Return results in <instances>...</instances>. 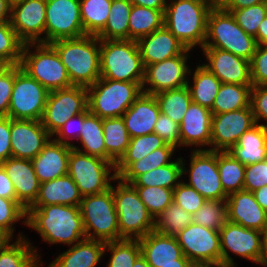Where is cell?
<instances>
[{
	"label": "cell",
	"instance_id": "cell-70",
	"mask_svg": "<svg viewBox=\"0 0 267 267\" xmlns=\"http://www.w3.org/2000/svg\"><path fill=\"white\" fill-rule=\"evenodd\" d=\"M189 267H211V262H191Z\"/></svg>",
	"mask_w": 267,
	"mask_h": 267
},
{
	"label": "cell",
	"instance_id": "cell-68",
	"mask_svg": "<svg viewBox=\"0 0 267 267\" xmlns=\"http://www.w3.org/2000/svg\"><path fill=\"white\" fill-rule=\"evenodd\" d=\"M211 267H236V264L235 262L219 260L211 262Z\"/></svg>",
	"mask_w": 267,
	"mask_h": 267
},
{
	"label": "cell",
	"instance_id": "cell-7",
	"mask_svg": "<svg viewBox=\"0 0 267 267\" xmlns=\"http://www.w3.org/2000/svg\"><path fill=\"white\" fill-rule=\"evenodd\" d=\"M113 186L119 234L122 239H140L154 231L155 219L141 201L136 188L119 177Z\"/></svg>",
	"mask_w": 267,
	"mask_h": 267
},
{
	"label": "cell",
	"instance_id": "cell-35",
	"mask_svg": "<svg viewBox=\"0 0 267 267\" xmlns=\"http://www.w3.org/2000/svg\"><path fill=\"white\" fill-rule=\"evenodd\" d=\"M253 85L222 83L210 109L212 114L236 111L250 106Z\"/></svg>",
	"mask_w": 267,
	"mask_h": 267
},
{
	"label": "cell",
	"instance_id": "cell-67",
	"mask_svg": "<svg viewBox=\"0 0 267 267\" xmlns=\"http://www.w3.org/2000/svg\"><path fill=\"white\" fill-rule=\"evenodd\" d=\"M190 263L188 258H179L178 264L159 265V267H189Z\"/></svg>",
	"mask_w": 267,
	"mask_h": 267
},
{
	"label": "cell",
	"instance_id": "cell-10",
	"mask_svg": "<svg viewBox=\"0 0 267 267\" xmlns=\"http://www.w3.org/2000/svg\"><path fill=\"white\" fill-rule=\"evenodd\" d=\"M112 169V170H111ZM115 164L102 158L71 149L68 158V175L77 185L82 196L94 195L111 188L116 180Z\"/></svg>",
	"mask_w": 267,
	"mask_h": 267
},
{
	"label": "cell",
	"instance_id": "cell-19",
	"mask_svg": "<svg viewBox=\"0 0 267 267\" xmlns=\"http://www.w3.org/2000/svg\"><path fill=\"white\" fill-rule=\"evenodd\" d=\"M46 0H24L11 6L10 24L24 43H43L45 35Z\"/></svg>",
	"mask_w": 267,
	"mask_h": 267
},
{
	"label": "cell",
	"instance_id": "cell-57",
	"mask_svg": "<svg viewBox=\"0 0 267 267\" xmlns=\"http://www.w3.org/2000/svg\"><path fill=\"white\" fill-rule=\"evenodd\" d=\"M250 105L256 124L267 121V85L252 86Z\"/></svg>",
	"mask_w": 267,
	"mask_h": 267
},
{
	"label": "cell",
	"instance_id": "cell-32",
	"mask_svg": "<svg viewBox=\"0 0 267 267\" xmlns=\"http://www.w3.org/2000/svg\"><path fill=\"white\" fill-rule=\"evenodd\" d=\"M23 236L20 234L12 244L9 239L0 243V267H40L37 250Z\"/></svg>",
	"mask_w": 267,
	"mask_h": 267
},
{
	"label": "cell",
	"instance_id": "cell-42",
	"mask_svg": "<svg viewBox=\"0 0 267 267\" xmlns=\"http://www.w3.org/2000/svg\"><path fill=\"white\" fill-rule=\"evenodd\" d=\"M160 112L181 124L184 114L192 102L189 88L186 86L159 92L154 95Z\"/></svg>",
	"mask_w": 267,
	"mask_h": 267
},
{
	"label": "cell",
	"instance_id": "cell-9",
	"mask_svg": "<svg viewBox=\"0 0 267 267\" xmlns=\"http://www.w3.org/2000/svg\"><path fill=\"white\" fill-rule=\"evenodd\" d=\"M33 46H36L35 52L30 50ZM19 65L49 92L72 86L66 67L50 44H24Z\"/></svg>",
	"mask_w": 267,
	"mask_h": 267
},
{
	"label": "cell",
	"instance_id": "cell-16",
	"mask_svg": "<svg viewBox=\"0 0 267 267\" xmlns=\"http://www.w3.org/2000/svg\"><path fill=\"white\" fill-rule=\"evenodd\" d=\"M251 105L236 111L212 114L211 151H228L243 133L255 125Z\"/></svg>",
	"mask_w": 267,
	"mask_h": 267
},
{
	"label": "cell",
	"instance_id": "cell-31",
	"mask_svg": "<svg viewBox=\"0 0 267 267\" xmlns=\"http://www.w3.org/2000/svg\"><path fill=\"white\" fill-rule=\"evenodd\" d=\"M265 125L255 124L241 135L237 144L228 152L245 166L265 161L267 159Z\"/></svg>",
	"mask_w": 267,
	"mask_h": 267
},
{
	"label": "cell",
	"instance_id": "cell-28",
	"mask_svg": "<svg viewBox=\"0 0 267 267\" xmlns=\"http://www.w3.org/2000/svg\"><path fill=\"white\" fill-rule=\"evenodd\" d=\"M138 241L141 247V255L150 267L178 264L179 258H186L174 236H166L151 231Z\"/></svg>",
	"mask_w": 267,
	"mask_h": 267
},
{
	"label": "cell",
	"instance_id": "cell-27",
	"mask_svg": "<svg viewBox=\"0 0 267 267\" xmlns=\"http://www.w3.org/2000/svg\"><path fill=\"white\" fill-rule=\"evenodd\" d=\"M209 108L191 102L180 124L181 146H211Z\"/></svg>",
	"mask_w": 267,
	"mask_h": 267
},
{
	"label": "cell",
	"instance_id": "cell-72",
	"mask_svg": "<svg viewBox=\"0 0 267 267\" xmlns=\"http://www.w3.org/2000/svg\"><path fill=\"white\" fill-rule=\"evenodd\" d=\"M265 145L267 149V125H265Z\"/></svg>",
	"mask_w": 267,
	"mask_h": 267
},
{
	"label": "cell",
	"instance_id": "cell-1",
	"mask_svg": "<svg viewBox=\"0 0 267 267\" xmlns=\"http://www.w3.org/2000/svg\"><path fill=\"white\" fill-rule=\"evenodd\" d=\"M26 226L37 231L50 244L72 245L86 239L79 206L53 204L28 208Z\"/></svg>",
	"mask_w": 267,
	"mask_h": 267
},
{
	"label": "cell",
	"instance_id": "cell-25",
	"mask_svg": "<svg viewBox=\"0 0 267 267\" xmlns=\"http://www.w3.org/2000/svg\"><path fill=\"white\" fill-rule=\"evenodd\" d=\"M160 113L155 96L142 92L122 116L130 137L153 133Z\"/></svg>",
	"mask_w": 267,
	"mask_h": 267
},
{
	"label": "cell",
	"instance_id": "cell-37",
	"mask_svg": "<svg viewBox=\"0 0 267 267\" xmlns=\"http://www.w3.org/2000/svg\"><path fill=\"white\" fill-rule=\"evenodd\" d=\"M188 82L193 103L212 108L218 93L221 81L203 64L197 66L193 73V86Z\"/></svg>",
	"mask_w": 267,
	"mask_h": 267
},
{
	"label": "cell",
	"instance_id": "cell-24",
	"mask_svg": "<svg viewBox=\"0 0 267 267\" xmlns=\"http://www.w3.org/2000/svg\"><path fill=\"white\" fill-rule=\"evenodd\" d=\"M137 44L144 67L182 55L187 50L165 26L140 38Z\"/></svg>",
	"mask_w": 267,
	"mask_h": 267
},
{
	"label": "cell",
	"instance_id": "cell-14",
	"mask_svg": "<svg viewBox=\"0 0 267 267\" xmlns=\"http://www.w3.org/2000/svg\"><path fill=\"white\" fill-rule=\"evenodd\" d=\"M190 161L187 184L207 200L227 199L218 171V151L194 149Z\"/></svg>",
	"mask_w": 267,
	"mask_h": 267
},
{
	"label": "cell",
	"instance_id": "cell-73",
	"mask_svg": "<svg viewBox=\"0 0 267 267\" xmlns=\"http://www.w3.org/2000/svg\"><path fill=\"white\" fill-rule=\"evenodd\" d=\"M208 1L212 2L215 5H219L220 3V0H208Z\"/></svg>",
	"mask_w": 267,
	"mask_h": 267
},
{
	"label": "cell",
	"instance_id": "cell-49",
	"mask_svg": "<svg viewBox=\"0 0 267 267\" xmlns=\"http://www.w3.org/2000/svg\"><path fill=\"white\" fill-rule=\"evenodd\" d=\"M141 201L156 219L172 202L173 190L157 186H134Z\"/></svg>",
	"mask_w": 267,
	"mask_h": 267
},
{
	"label": "cell",
	"instance_id": "cell-63",
	"mask_svg": "<svg viewBox=\"0 0 267 267\" xmlns=\"http://www.w3.org/2000/svg\"><path fill=\"white\" fill-rule=\"evenodd\" d=\"M258 204L267 212V185L252 192Z\"/></svg>",
	"mask_w": 267,
	"mask_h": 267
},
{
	"label": "cell",
	"instance_id": "cell-29",
	"mask_svg": "<svg viewBox=\"0 0 267 267\" xmlns=\"http://www.w3.org/2000/svg\"><path fill=\"white\" fill-rule=\"evenodd\" d=\"M82 197L77 185L67 174L41 183L38 196L29 208H39L40 206L53 204L80 206Z\"/></svg>",
	"mask_w": 267,
	"mask_h": 267
},
{
	"label": "cell",
	"instance_id": "cell-22",
	"mask_svg": "<svg viewBox=\"0 0 267 267\" xmlns=\"http://www.w3.org/2000/svg\"><path fill=\"white\" fill-rule=\"evenodd\" d=\"M0 165L14 185L17 202L27 210L35 202L40 186L32 160L9 157Z\"/></svg>",
	"mask_w": 267,
	"mask_h": 267
},
{
	"label": "cell",
	"instance_id": "cell-23",
	"mask_svg": "<svg viewBox=\"0 0 267 267\" xmlns=\"http://www.w3.org/2000/svg\"><path fill=\"white\" fill-rule=\"evenodd\" d=\"M226 204L229 221L260 232L267 228V212L251 191L241 190L230 194Z\"/></svg>",
	"mask_w": 267,
	"mask_h": 267
},
{
	"label": "cell",
	"instance_id": "cell-20",
	"mask_svg": "<svg viewBox=\"0 0 267 267\" xmlns=\"http://www.w3.org/2000/svg\"><path fill=\"white\" fill-rule=\"evenodd\" d=\"M41 121L10 118L12 157L32 160L51 139Z\"/></svg>",
	"mask_w": 267,
	"mask_h": 267
},
{
	"label": "cell",
	"instance_id": "cell-52",
	"mask_svg": "<svg viewBox=\"0 0 267 267\" xmlns=\"http://www.w3.org/2000/svg\"><path fill=\"white\" fill-rule=\"evenodd\" d=\"M206 200L184 181H180L173 189V201L192 215L203 206Z\"/></svg>",
	"mask_w": 267,
	"mask_h": 267
},
{
	"label": "cell",
	"instance_id": "cell-11",
	"mask_svg": "<svg viewBox=\"0 0 267 267\" xmlns=\"http://www.w3.org/2000/svg\"><path fill=\"white\" fill-rule=\"evenodd\" d=\"M49 91L30 77L20 65H14L13 91L8 110L11 119L40 121Z\"/></svg>",
	"mask_w": 267,
	"mask_h": 267
},
{
	"label": "cell",
	"instance_id": "cell-66",
	"mask_svg": "<svg viewBox=\"0 0 267 267\" xmlns=\"http://www.w3.org/2000/svg\"><path fill=\"white\" fill-rule=\"evenodd\" d=\"M11 6L7 0H0V22H10Z\"/></svg>",
	"mask_w": 267,
	"mask_h": 267
},
{
	"label": "cell",
	"instance_id": "cell-43",
	"mask_svg": "<svg viewBox=\"0 0 267 267\" xmlns=\"http://www.w3.org/2000/svg\"><path fill=\"white\" fill-rule=\"evenodd\" d=\"M218 171L227 196L243 190L245 165L228 151H218Z\"/></svg>",
	"mask_w": 267,
	"mask_h": 267
},
{
	"label": "cell",
	"instance_id": "cell-51",
	"mask_svg": "<svg viewBox=\"0 0 267 267\" xmlns=\"http://www.w3.org/2000/svg\"><path fill=\"white\" fill-rule=\"evenodd\" d=\"M230 12L237 24L249 35L255 37L263 19L267 16V2L243 9L225 10Z\"/></svg>",
	"mask_w": 267,
	"mask_h": 267
},
{
	"label": "cell",
	"instance_id": "cell-13",
	"mask_svg": "<svg viewBox=\"0 0 267 267\" xmlns=\"http://www.w3.org/2000/svg\"><path fill=\"white\" fill-rule=\"evenodd\" d=\"M45 35V44L85 35L79 0H46Z\"/></svg>",
	"mask_w": 267,
	"mask_h": 267
},
{
	"label": "cell",
	"instance_id": "cell-30",
	"mask_svg": "<svg viewBox=\"0 0 267 267\" xmlns=\"http://www.w3.org/2000/svg\"><path fill=\"white\" fill-rule=\"evenodd\" d=\"M106 243L84 239L61 253L48 267H96L104 255Z\"/></svg>",
	"mask_w": 267,
	"mask_h": 267
},
{
	"label": "cell",
	"instance_id": "cell-50",
	"mask_svg": "<svg viewBox=\"0 0 267 267\" xmlns=\"http://www.w3.org/2000/svg\"><path fill=\"white\" fill-rule=\"evenodd\" d=\"M22 218H27V212L16 199L0 197V236L3 239H13V224Z\"/></svg>",
	"mask_w": 267,
	"mask_h": 267
},
{
	"label": "cell",
	"instance_id": "cell-55",
	"mask_svg": "<svg viewBox=\"0 0 267 267\" xmlns=\"http://www.w3.org/2000/svg\"><path fill=\"white\" fill-rule=\"evenodd\" d=\"M267 185V159L245 166L243 190L256 191Z\"/></svg>",
	"mask_w": 267,
	"mask_h": 267
},
{
	"label": "cell",
	"instance_id": "cell-71",
	"mask_svg": "<svg viewBox=\"0 0 267 267\" xmlns=\"http://www.w3.org/2000/svg\"><path fill=\"white\" fill-rule=\"evenodd\" d=\"M10 6L23 2L24 0H7Z\"/></svg>",
	"mask_w": 267,
	"mask_h": 267
},
{
	"label": "cell",
	"instance_id": "cell-65",
	"mask_svg": "<svg viewBox=\"0 0 267 267\" xmlns=\"http://www.w3.org/2000/svg\"><path fill=\"white\" fill-rule=\"evenodd\" d=\"M258 264L267 266V228L261 233V256Z\"/></svg>",
	"mask_w": 267,
	"mask_h": 267
},
{
	"label": "cell",
	"instance_id": "cell-21",
	"mask_svg": "<svg viewBox=\"0 0 267 267\" xmlns=\"http://www.w3.org/2000/svg\"><path fill=\"white\" fill-rule=\"evenodd\" d=\"M208 63L206 66L221 83L252 85L250 61L217 48H202Z\"/></svg>",
	"mask_w": 267,
	"mask_h": 267
},
{
	"label": "cell",
	"instance_id": "cell-61",
	"mask_svg": "<svg viewBox=\"0 0 267 267\" xmlns=\"http://www.w3.org/2000/svg\"><path fill=\"white\" fill-rule=\"evenodd\" d=\"M267 0H220L219 5L224 10H237L257 5Z\"/></svg>",
	"mask_w": 267,
	"mask_h": 267
},
{
	"label": "cell",
	"instance_id": "cell-33",
	"mask_svg": "<svg viewBox=\"0 0 267 267\" xmlns=\"http://www.w3.org/2000/svg\"><path fill=\"white\" fill-rule=\"evenodd\" d=\"M102 127L106 148V161L116 164L125 154L131 137L127 132L122 116L103 118Z\"/></svg>",
	"mask_w": 267,
	"mask_h": 267
},
{
	"label": "cell",
	"instance_id": "cell-45",
	"mask_svg": "<svg viewBox=\"0 0 267 267\" xmlns=\"http://www.w3.org/2000/svg\"><path fill=\"white\" fill-rule=\"evenodd\" d=\"M193 222V215L174 201L155 219L154 231L166 236H176Z\"/></svg>",
	"mask_w": 267,
	"mask_h": 267
},
{
	"label": "cell",
	"instance_id": "cell-69",
	"mask_svg": "<svg viewBox=\"0 0 267 267\" xmlns=\"http://www.w3.org/2000/svg\"><path fill=\"white\" fill-rule=\"evenodd\" d=\"M132 267H150L149 264L147 263L146 259L140 255L136 261L134 262Z\"/></svg>",
	"mask_w": 267,
	"mask_h": 267
},
{
	"label": "cell",
	"instance_id": "cell-62",
	"mask_svg": "<svg viewBox=\"0 0 267 267\" xmlns=\"http://www.w3.org/2000/svg\"><path fill=\"white\" fill-rule=\"evenodd\" d=\"M133 5L152 8L155 10H165L167 0H129Z\"/></svg>",
	"mask_w": 267,
	"mask_h": 267
},
{
	"label": "cell",
	"instance_id": "cell-26",
	"mask_svg": "<svg viewBox=\"0 0 267 267\" xmlns=\"http://www.w3.org/2000/svg\"><path fill=\"white\" fill-rule=\"evenodd\" d=\"M72 146L50 139L41 152L32 159L39 183L68 174V158Z\"/></svg>",
	"mask_w": 267,
	"mask_h": 267
},
{
	"label": "cell",
	"instance_id": "cell-39",
	"mask_svg": "<svg viewBox=\"0 0 267 267\" xmlns=\"http://www.w3.org/2000/svg\"><path fill=\"white\" fill-rule=\"evenodd\" d=\"M164 11L132 5L129 19V40L138 41L164 26Z\"/></svg>",
	"mask_w": 267,
	"mask_h": 267
},
{
	"label": "cell",
	"instance_id": "cell-64",
	"mask_svg": "<svg viewBox=\"0 0 267 267\" xmlns=\"http://www.w3.org/2000/svg\"><path fill=\"white\" fill-rule=\"evenodd\" d=\"M255 40L257 45L259 44H267V16L263 19L260 24L257 35L255 36Z\"/></svg>",
	"mask_w": 267,
	"mask_h": 267
},
{
	"label": "cell",
	"instance_id": "cell-60",
	"mask_svg": "<svg viewBox=\"0 0 267 267\" xmlns=\"http://www.w3.org/2000/svg\"><path fill=\"white\" fill-rule=\"evenodd\" d=\"M0 197L6 199H16V192L14 189V185L1 165H0Z\"/></svg>",
	"mask_w": 267,
	"mask_h": 267
},
{
	"label": "cell",
	"instance_id": "cell-59",
	"mask_svg": "<svg viewBox=\"0 0 267 267\" xmlns=\"http://www.w3.org/2000/svg\"><path fill=\"white\" fill-rule=\"evenodd\" d=\"M12 157L10 141V117H0V163Z\"/></svg>",
	"mask_w": 267,
	"mask_h": 267
},
{
	"label": "cell",
	"instance_id": "cell-2",
	"mask_svg": "<svg viewBox=\"0 0 267 267\" xmlns=\"http://www.w3.org/2000/svg\"><path fill=\"white\" fill-rule=\"evenodd\" d=\"M50 45L66 67L72 85L88 88L100 78V39L97 36L60 39Z\"/></svg>",
	"mask_w": 267,
	"mask_h": 267
},
{
	"label": "cell",
	"instance_id": "cell-74",
	"mask_svg": "<svg viewBox=\"0 0 267 267\" xmlns=\"http://www.w3.org/2000/svg\"><path fill=\"white\" fill-rule=\"evenodd\" d=\"M4 239L0 236V243L3 241Z\"/></svg>",
	"mask_w": 267,
	"mask_h": 267
},
{
	"label": "cell",
	"instance_id": "cell-18",
	"mask_svg": "<svg viewBox=\"0 0 267 267\" xmlns=\"http://www.w3.org/2000/svg\"><path fill=\"white\" fill-rule=\"evenodd\" d=\"M261 233L228 220L219 230L221 260L234 262L228 253L231 251L258 264L261 256Z\"/></svg>",
	"mask_w": 267,
	"mask_h": 267
},
{
	"label": "cell",
	"instance_id": "cell-56",
	"mask_svg": "<svg viewBox=\"0 0 267 267\" xmlns=\"http://www.w3.org/2000/svg\"><path fill=\"white\" fill-rule=\"evenodd\" d=\"M14 83V65H4L0 69V117L8 116Z\"/></svg>",
	"mask_w": 267,
	"mask_h": 267
},
{
	"label": "cell",
	"instance_id": "cell-34",
	"mask_svg": "<svg viewBox=\"0 0 267 267\" xmlns=\"http://www.w3.org/2000/svg\"><path fill=\"white\" fill-rule=\"evenodd\" d=\"M78 140L85 151L75 145H72L73 149L106 160L102 119L90 113L88 109L83 113V124Z\"/></svg>",
	"mask_w": 267,
	"mask_h": 267
},
{
	"label": "cell",
	"instance_id": "cell-36",
	"mask_svg": "<svg viewBox=\"0 0 267 267\" xmlns=\"http://www.w3.org/2000/svg\"><path fill=\"white\" fill-rule=\"evenodd\" d=\"M132 5L129 0H112L107 23L97 37L100 40H129V19Z\"/></svg>",
	"mask_w": 267,
	"mask_h": 267
},
{
	"label": "cell",
	"instance_id": "cell-54",
	"mask_svg": "<svg viewBox=\"0 0 267 267\" xmlns=\"http://www.w3.org/2000/svg\"><path fill=\"white\" fill-rule=\"evenodd\" d=\"M153 133L159 135L167 144L175 148L181 146L180 124L162 113L156 121Z\"/></svg>",
	"mask_w": 267,
	"mask_h": 267
},
{
	"label": "cell",
	"instance_id": "cell-46",
	"mask_svg": "<svg viewBox=\"0 0 267 267\" xmlns=\"http://www.w3.org/2000/svg\"><path fill=\"white\" fill-rule=\"evenodd\" d=\"M112 253L107 267H132L136 259L141 255V247L138 239H121L106 242L105 249Z\"/></svg>",
	"mask_w": 267,
	"mask_h": 267
},
{
	"label": "cell",
	"instance_id": "cell-6",
	"mask_svg": "<svg viewBox=\"0 0 267 267\" xmlns=\"http://www.w3.org/2000/svg\"><path fill=\"white\" fill-rule=\"evenodd\" d=\"M144 70L137 41L100 40V78L143 82Z\"/></svg>",
	"mask_w": 267,
	"mask_h": 267
},
{
	"label": "cell",
	"instance_id": "cell-15",
	"mask_svg": "<svg viewBox=\"0 0 267 267\" xmlns=\"http://www.w3.org/2000/svg\"><path fill=\"white\" fill-rule=\"evenodd\" d=\"M189 51L190 49H187L182 55L145 66L142 82L143 92L155 95L162 91L186 86L190 80H187L188 76L186 75L191 73L186 64ZM145 84L150 85L149 88H144Z\"/></svg>",
	"mask_w": 267,
	"mask_h": 267
},
{
	"label": "cell",
	"instance_id": "cell-3",
	"mask_svg": "<svg viewBox=\"0 0 267 267\" xmlns=\"http://www.w3.org/2000/svg\"><path fill=\"white\" fill-rule=\"evenodd\" d=\"M215 6L208 0H172L164 11V26L186 49L203 48L208 16Z\"/></svg>",
	"mask_w": 267,
	"mask_h": 267
},
{
	"label": "cell",
	"instance_id": "cell-4",
	"mask_svg": "<svg viewBox=\"0 0 267 267\" xmlns=\"http://www.w3.org/2000/svg\"><path fill=\"white\" fill-rule=\"evenodd\" d=\"M256 47L255 37L247 34L230 12L225 11L220 5L212 8L208 16L207 35L203 48L228 51L250 61Z\"/></svg>",
	"mask_w": 267,
	"mask_h": 267
},
{
	"label": "cell",
	"instance_id": "cell-5",
	"mask_svg": "<svg viewBox=\"0 0 267 267\" xmlns=\"http://www.w3.org/2000/svg\"><path fill=\"white\" fill-rule=\"evenodd\" d=\"M86 89L88 110L101 119L123 116L143 92L142 82L105 78H99Z\"/></svg>",
	"mask_w": 267,
	"mask_h": 267
},
{
	"label": "cell",
	"instance_id": "cell-53",
	"mask_svg": "<svg viewBox=\"0 0 267 267\" xmlns=\"http://www.w3.org/2000/svg\"><path fill=\"white\" fill-rule=\"evenodd\" d=\"M250 75L253 86L267 85V44H259L250 60Z\"/></svg>",
	"mask_w": 267,
	"mask_h": 267
},
{
	"label": "cell",
	"instance_id": "cell-48",
	"mask_svg": "<svg viewBox=\"0 0 267 267\" xmlns=\"http://www.w3.org/2000/svg\"><path fill=\"white\" fill-rule=\"evenodd\" d=\"M23 46L10 22H0V64L19 65Z\"/></svg>",
	"mask_w": 267,
	"mask_h": 267
},
{
	"label": "cell",
	"instance_id": "cell-40",
	"mask_svg": "<svg viewBox=\"0 0 267 267\" xmlns=\"http://www.w3.org/2000/svg\"><path fill=\"white\" fill-rule=\"evenodd\" d=\"M167 143L157 134L151 133L133 137L125 154L115 164V174L119 177L133 162L142 159L157 148L164 147Z\"/></svg>",
	"mask_w": 267,
	"mask_h": 267
},
{
	"label": "cell",
	"instance_id": "cell-41",
	"mask_svg": "<svg viewBox=\"0 0 267 267\" xmlns=\"http://www.w3.org/2000/svg\"><path fill=\"white\" fill-rule=\"evenodd\" d=\"M85 35L97 36L105 27L112 0H79Z\"/></svg>",
	"mask_w": 267,
	"mask_h": 267
},
{
	"label": "cell",
	"instance_id": "cell-8",
	"mask_svg": "<svg viewBox=\"0 0 267 267\" xmlns=\"http://www.w3.org/2000/svg\"><path fill=\"white\" fill-rule=\"evenodd\" d=\"M79 207L86 239L105 243L122 239L119 234L112 185L105 192L83 196Z\"/></svg>",
	"mask_w": 267,
	"mask_h": 267
},
{
	"label": "cell",
	"instance_id": "cell-12",
	"mask_svg": "<svg viewBox=\"0 0 267 267\" xmlns=\"http://www.w3.org/2000/svg\"><path fill=\"white\" fill-rule=\"evenodd\" d=\"M88 109L87 89L82 86L62 88L49 92L41 123L51 136L71 117Z\"/></svg>",
	"mask_w": 267,
	"mask_h": 267
},
{
	"label": "cell",
	"instance_id": "cell-44",
	"mask_svg": "<svg viewBox=\"0 0 267 267\" xmlns=\"http://www.w3.org/2000/svg\"><path fill=\"white\" fill-rule=\"evenodd\" d=\"M174 150L175 147L170 144L157 148L142 159L133 162L119 178L123 182L131 184L139 175L171 163L170 158H172Z\"/></svg>",
	"mask_w": 267,
	"mask_h": 267
},
{
	"label": "cell",
	"instance_id": "cell-17",
	"mask_svg": "<svg viewBox=\"0 0 267 267\" xmlns=\"http://www.w3.org/2000/svg\"><path fill=\"white\" fill-rule=\"evenodd\" d=\"M183 254L191 262L221 260L220 234L218 230L190 223L176 236Z\"/></svg>",
	"mask_w": 267,
	"mask_h": 267
},
{
	"label": "cell",
	"instance_id": "cell-58",
	"mask_svg": "<svg viewBox=\"0 0 267 267\" xmlns=\"http://www.w3.org/2000/svg\"><path fill=\"white\" fill-rule=\"evenodd\" d=\"M74 122V123H73ZM82 124H83V113H80L76 116H73L71 118H69L63 126H61L59 128V130L55 133L56 136H58L57 138H53V140H55L56 142L59 143H63L69 146H72L73 144L70 143V141H67L69 139H73V135H71L70 133L75 134L76 136H74V138H79L80 133H81V128H82ZM74 125V126H73ZM76 125V127H75ZM74 128H76L75 130H77L75 133L72 132L74 130ZM73 129V130H72ZM72 136V137H71Z\"/></svg>",
	"mask_w": 267,
	"mask_h": 267
},
{
	"label": "cell",
	"instance_id": "cell-47",
	"mask_svg": "<svg viewBox=\"0 0 267 267\" xmlns=\"http://www.w3.org/2000/svg\"><path fill=\"white\" fill-rule=\"evenodd\" d=\"M228 221L226 199L206 200L203 206L193 214V223L213 230L220 228Z\"/></svg>",
	"mask_w": 267,
	"mask_h": 267
},
{
	"label": "cell",
	"instance_id": "cell-38",
	"mask_svg": "<svg viewBox=\"0 0 267 267\" xmlns=\"http://www.w3.org/2000/svg\"><path fill=\"white\" fill-rule=\"evenodd\" d=\"M184 165L183 158H178L177 161H172L165 166L139 175L131 184L133 186H157L173 190L180 183L179 178L187 173Z\"/></svg>",
	"mask_w": 267,
	"mask_h": 267
}]
</instances>
